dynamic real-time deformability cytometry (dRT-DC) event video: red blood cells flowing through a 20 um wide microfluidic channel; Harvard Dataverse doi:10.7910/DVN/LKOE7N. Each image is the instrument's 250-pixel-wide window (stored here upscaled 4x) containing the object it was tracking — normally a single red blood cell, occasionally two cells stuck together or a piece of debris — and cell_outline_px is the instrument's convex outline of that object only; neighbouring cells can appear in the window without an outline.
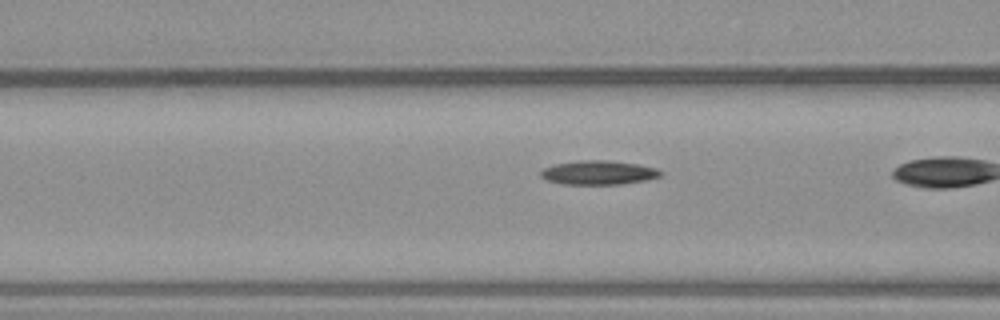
{"species": "common noctule bat (a hibernating species)", "species_latin": "Nyctalus noctula", "temperature_condition": "warm", "stored_images_in_passage": 39, "camera_frame_rate_fps": 3000, "um_per_image_px": 0.085, "animal": {"sex": "male", "body_mass_g": 23.1, "forearm_length_mm": 52.7}, "frame": {"image": 1, "passage_image": 19, "time_ms": 6.0, "image_size_px": [1000, 320], "cell_outline_px": [[664, 172], [660, 176], [644, 180], [620, 184], [564, 184], [548, 180], [540, 176], [540, 172], [544, 168], [556, 164], [576, 160], [608, 160], [636, 164], [656, 168]], "centroid_in_image_um": [50.87, 14.66], "position_along_channel_um": 115.7, "area_um2": 16.65}}
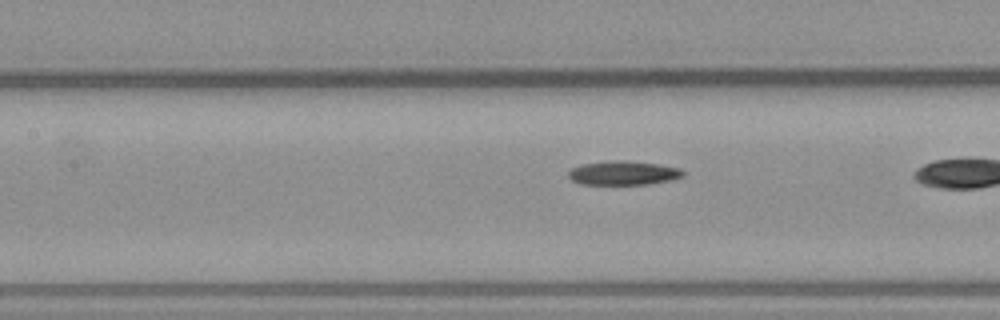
{"frame": {"image": 2, "passage_image": 22, "time_ms": 7.0, "image_size_px": [1000, 320], "cell_outline_px": [[684, 176], [672, 180], [648, 184], [580, 184], [572, 180], [568, 176], [568, 172], [572, 168], [584, 164], [616, 160], [624, 160], [660, 164], [680, 168], [684, 172]], "centroid_in_image_um": [53.02, 14.7], "position_along_channel_um": 154.4, "area_um2": 16.01}}
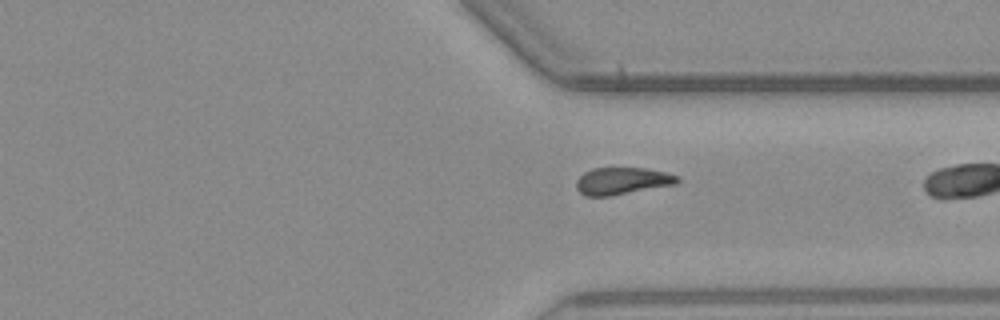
{"frame": {"image": 3, "passage_image": 38, "time_ms": 12.333, "image_size_px": [1000, 320], "cell_outline_px": [[680, 180], [676, 184], [612, 196], [584, 196], [576, 188], [576, 180], [584, 172], [592, 168], [644, 168], [664, 172], [680, 176]], "centroid_in_image_um": [52.88, 15.39], "position_along_channel_um": 358.5, "area_um2": 16.07}}